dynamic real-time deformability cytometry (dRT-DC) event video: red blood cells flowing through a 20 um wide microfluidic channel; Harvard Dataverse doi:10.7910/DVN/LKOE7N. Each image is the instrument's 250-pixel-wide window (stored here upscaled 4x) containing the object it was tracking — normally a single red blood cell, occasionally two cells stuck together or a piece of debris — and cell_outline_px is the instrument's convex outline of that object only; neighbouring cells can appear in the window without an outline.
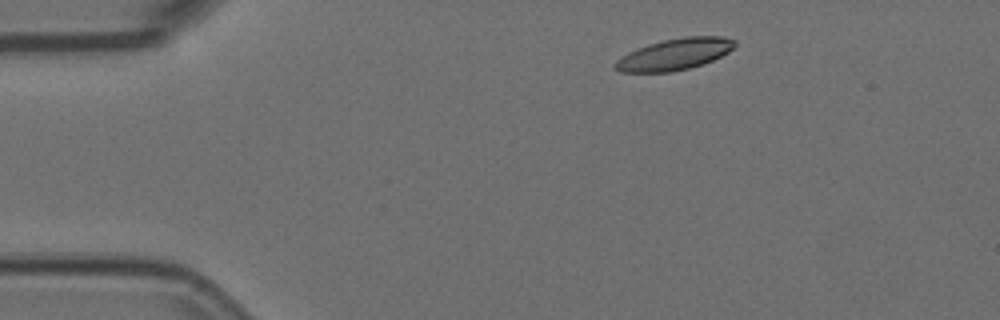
{"species": "Egyptian fruit bat (a non-hibernating species)", "species_latin": "Rousettus aegyptiacus", "temperature_condition": "room temperature", "stored_images_in_passage": 4, "camera_frame_rate_fps": 3000, "um_per_image_px": 0.085, "animal": {"sex": "female"}, "frame": {"image": 1, "passage_image": 1, "time_ms": 0.0, "image_size_px": [1000, 320], "cell_outline_px": [[736, 44], [728, 52], [712, 60], [688, 68], [672, 72], [620, 72], [612, 64], [620, 56], [628, 52], [648, 44], [664, 40], [684, 36], [724, 36], [736, 40]], "centroid_in_image_um": [57.32, 4.6], "position_along_channel_um": 27.7, "area_um2": 21.85}}